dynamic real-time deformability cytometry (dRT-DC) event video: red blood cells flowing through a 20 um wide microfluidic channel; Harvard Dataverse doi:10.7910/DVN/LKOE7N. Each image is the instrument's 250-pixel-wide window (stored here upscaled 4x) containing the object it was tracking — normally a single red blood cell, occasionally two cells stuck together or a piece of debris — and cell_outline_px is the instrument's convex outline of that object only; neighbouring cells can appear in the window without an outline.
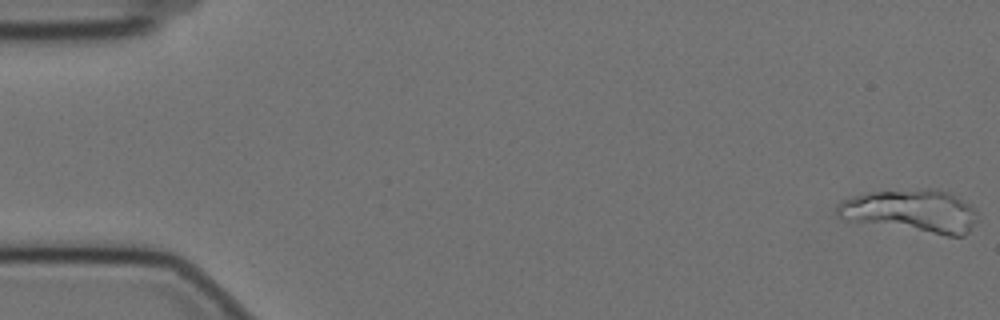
{"species": "Egyptian fruit bat (a non-hibernating species)", "species_latin": "Rousettus aegyptiacus", "temperature_condition": "cold", "stored_images_in_passage": 59, "camera_frame_rate_fps": 3000, "um_per_image_px": 0.085, "animal": {"sex": "female"}, "frame": {"image": 1, "passage_image": 1, "time_ms": 0.0, "image_size_px": [1000, 320], "cell_outline_px": [[980, 220], [964, 236], [948, 236], [856, 220], [840, 216], [836, 212], [836, 204], [840, 200], [852, 196], [868, 192], [928, 188], [932, 188], [948, 192], [976, 208]], "centroid_in_image_um": [77.56, 17.91], "position_along_channel_um": 7.4, "area_um2": 34.74}}
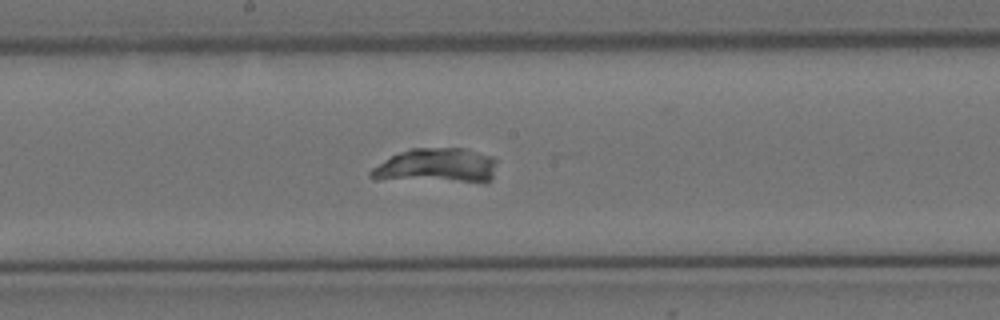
{"frame": {"image": 2, "passage_image": 31, "time_ms": 10.0, "image_size_px": [1000, 320], "cell_outline_px": [[496, 160], [492, 180], [484, 184], [372, 180], [368, 176], [368, 172], [372, 168], [392, 156], [400, 152], [412, 148], [464, 148], [492, 156]], "centroid_in_image_um": [37.09, 14.16], "position_along_channel_um": 211.1, "area_um2": 26.7}}
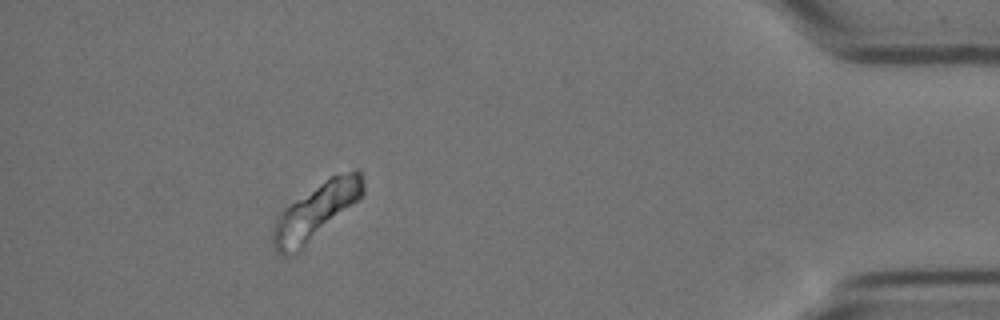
{"frame": {"image": 3, "passage_image": 53, "time_ms": 17.333, "image_size_px": [1000, 320], "cell_outline_px": [[364, 192], [356, 200], [300, 252], [292, 256], [284, 256], [276, 252], [272, 244], [272, 228], [280, 212], [284, 208], [332, 176], [356, 168], [360, 168], [364, 184]], "centroid_in_image_um": [26.81, 18.01], "position_along_channel_um": 408.4, "area_um2": 28.96}}